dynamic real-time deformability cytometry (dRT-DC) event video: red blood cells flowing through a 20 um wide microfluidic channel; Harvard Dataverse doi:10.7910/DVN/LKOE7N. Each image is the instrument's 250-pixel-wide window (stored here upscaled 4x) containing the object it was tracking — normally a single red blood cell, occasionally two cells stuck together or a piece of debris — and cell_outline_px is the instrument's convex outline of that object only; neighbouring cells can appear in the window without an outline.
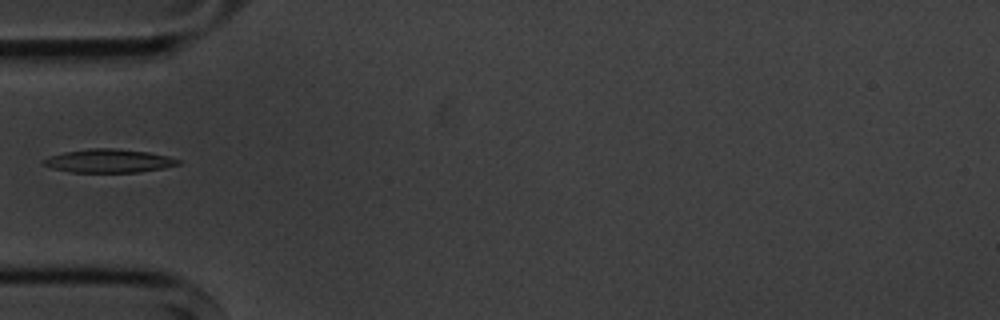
{"species": "common noctule bat (a hibernating species)", "species_latin": "Nyctalus noctula", "temperature_condition": "cold", "stored_images_in_passage": 4, "camera_frame_rate_fps": 3000, "um_per_image_px": 0.085, "animal": {"sex": "male", "body_mass_g": 20.1, "forearm_length_mm": 53.5}, "frame": {"image": 1, "passage_image": 1, "time_ms": 0.0, "image_size_px": [1000, 320], "cell_outline_px": [[180, 164], [164, 168], [140, 172], [72, 172], [52, 168], [40, 164], [44, 160], [52, 156], [64, 152], [88, 148], [112, 148], [148, 152], [168, 156], [180, 160]], "centroid_in_image_um": [9.26, 13.67], "position_along_channel_um": 75.7, "area_um2": 18.32}}
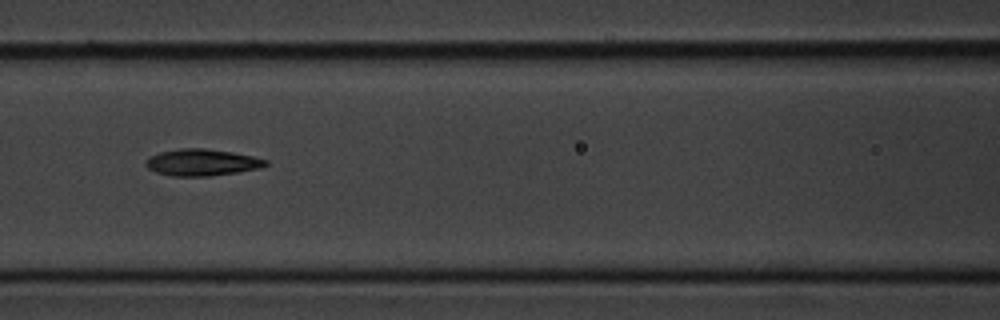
{"frame": {"image": 2, "passage_image": 3, "time_ms": 2.0, "image_size_px": [1000, 320], "cell_outline_px": [[268, 164], [260, 168], [236, 172], [208, 176], [172, 176], [156, 172], [148, 168], [144, 164], [148, 156], [160, 152], [180, 148], [204, 148], [232, 152], [252, 156], [268, 160]], "centroid_in_image_um": [17.13, 13.8], "position_along_channel_um": 149.5, "area_um2": 18.61}}
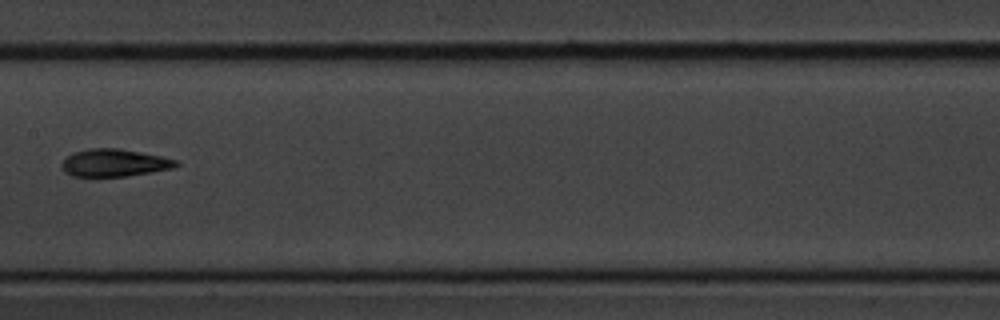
{"frame": {"image": 3, "passage_image": 4, "time_ms": 3.333, "image_size_px": [1000, 320], "cell_outline_px": [[180, 164], [172, 168], [152, 172], [124, 176], [72, 176], [64, 172], [60, 164], [72, 152], [88, 148], [116, 148], [140, 152], [160, 156], [176, 160]], "centroid_in_image_um": [9.68, 13.83], "position_along_channel_um": 197.7, "area_um2": 18.21}}